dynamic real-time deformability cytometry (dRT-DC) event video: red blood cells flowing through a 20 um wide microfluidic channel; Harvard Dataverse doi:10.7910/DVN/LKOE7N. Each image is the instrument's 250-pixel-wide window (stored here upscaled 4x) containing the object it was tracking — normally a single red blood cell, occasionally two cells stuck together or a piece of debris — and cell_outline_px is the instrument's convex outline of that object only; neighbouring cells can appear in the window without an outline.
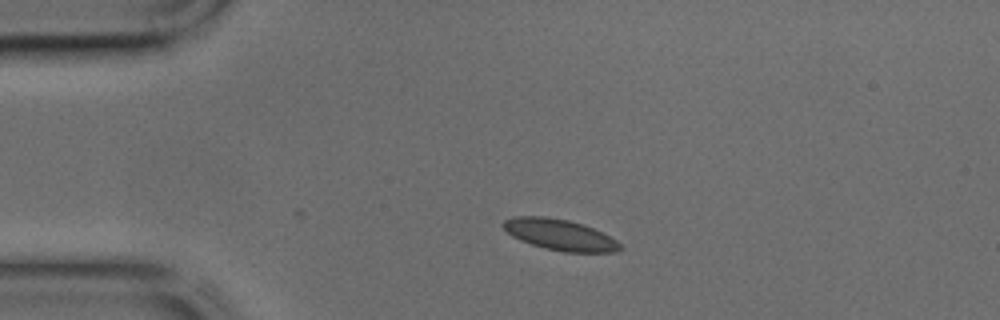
{"species": "common noctule bat (a hibernating species)", "species_latin": "Nyctalus noctula", "temperature_condition": "cold", "stored_images_in_passage": 28, "camera_frame_rate_fps": 3000, "um_per_image_px": 0.085, "animal": {"sex": "male", "body_mass_g": 17.9, "forearm_length_mm": 54.2}, "frame": {"image": 1, "passage_image": 1, "time_ms": 0.0, "image_size_px": [1000, 320], "cell_outline_px": [[624, 248], [616, 252], [564, 252], [544, 248], [520, 240], [512, 236], [500, 224], [504, 220], [512, 216], [544, 216], [568, 220], [584, 224], [616, 240]], "centroid_in_image_um": [47.56, 19.95], "position_along_channel_um": 37.4, "area_um2": 21.1}}
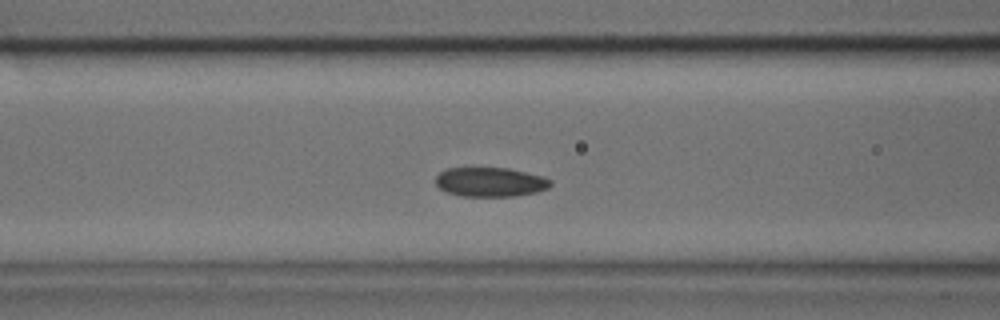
{"frame": {"image": 2, "passage_image": 9, "time_ms": 2.667, "image_size_px": [1000, 320], "cell_outline_px": [[552, 184], [548, 188], [536, 192], [516, 196], [460, 196], [448, 192], [440, 188], [436, 184], [436, 176], [440, 172], [448, 168], [508, 168], [540, 176], [552, 180]], "centroid_in_image_um": [41.67, 15.47], "position_along_channel_um": 124.9, "area_um2": 19.48}}
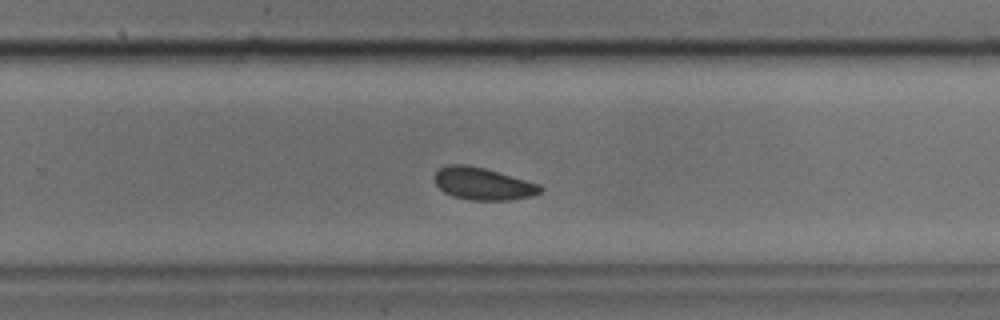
{"frame": {"image": 3, "passage_image": 20, "time_ms": 6.333, "image_size_px": [1000, 320], "cell_outline_px": [[544, 188], [540, 192], [532, 196], [508, 200], [472, 200], [452, 196], [444, 192], [436, 184], [436, 172], [440, 168], [448, 164], [464, 164], [484, 168], [540, 184]], "centroid_in_image_um": [41.06, 15.62], "position_along_channel_um": 288.7, "area_um2": 19.71}}